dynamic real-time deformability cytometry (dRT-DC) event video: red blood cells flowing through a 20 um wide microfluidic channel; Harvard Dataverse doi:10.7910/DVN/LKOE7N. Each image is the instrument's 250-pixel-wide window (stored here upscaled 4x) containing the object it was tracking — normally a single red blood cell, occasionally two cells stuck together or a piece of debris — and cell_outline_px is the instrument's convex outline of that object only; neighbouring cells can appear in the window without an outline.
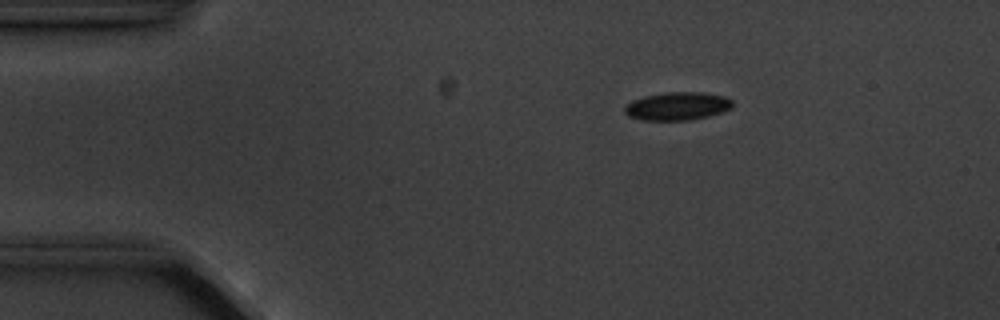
{"species": "common noctule bat (a hibernating species)", "species_latin": "Nyctalus noctula", "temperature_condition": "cold", "stored_images_in_passage": 4, "camera_frame_rate_fps": 3000, "um_per_image_px": 0.085, "animal": {"sex": "male", "body_mass_g": 20.1, "forearm_length_mm": 53.5}, "frame": {"image": 1, "passage_image": 3, "time_ms": 2.333, "image_size_px": [1000, 320], "cell_outline_px": [[732, 108], [708, 116], [688, 120], [644, 120], [628, 116], [624, 112], [624, 108], [632, 100], [644, 96], [664, 92], [704, 92], [728, 96], [732, 100]], "centroid_in_image_um": [57.59, 9.01], "position_along_channel_um": 27.4, "area_um2": 17.74}}